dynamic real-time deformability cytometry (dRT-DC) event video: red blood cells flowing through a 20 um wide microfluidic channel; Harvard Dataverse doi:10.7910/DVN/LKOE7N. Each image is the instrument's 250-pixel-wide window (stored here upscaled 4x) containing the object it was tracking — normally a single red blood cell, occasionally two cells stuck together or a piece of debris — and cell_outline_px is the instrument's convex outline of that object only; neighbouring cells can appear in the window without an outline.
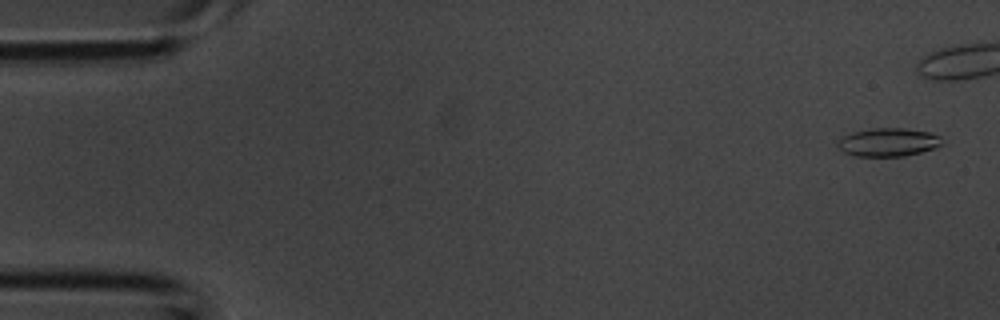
{"species": "common noctule bat (a hibernating species)", "species_latin": "Nyctalus noctula", "temperature_condition": "room temperature", "stored_images_in_passage": 31, "camera_frame_rate_fps": 3000, "um_per_image_px": 0.085, "animal": {"sex": "male", "body_mass_g": 20.1, "forearm_length_mm": 53.5}, "frame": {"image": 1, "passage_image": 2, "time_ms": 0.333, "image_size_px": [1000, 320], "cell_outline_px": [[940, 144], [936, 148], [904, 156], [856, 156], [844, 152], [836, 144], [844, 136], [852, 132], [872, 128], [904, 128], [928, 132], [940, 136]], "centroid_in_image_um": [75.49, 12.09], "position_along_channel_um": 9.5, "area_um2": 16.99}}
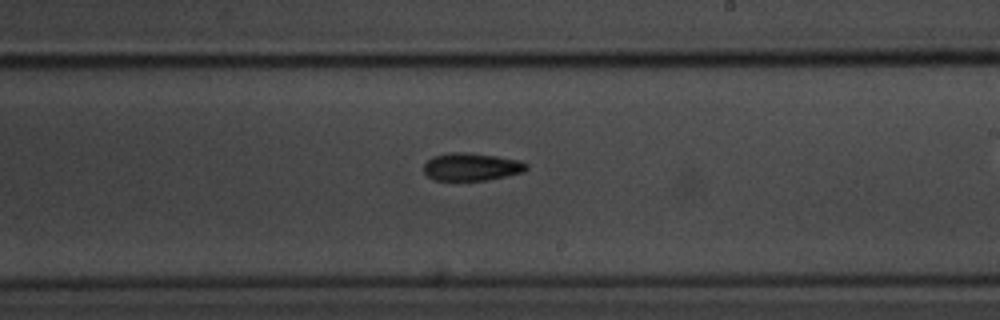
{"frame": {"image": 2, "passage_image": 23, "time_ms": 7.333, "image_size_px": [1000, 320], "cell_outline_px": [[528, 168], [524, 172], [488, 180], [432, 180], [424, 172], [424, 164], [432, 156], [448, 152], [464, 152], [496, 156], [520, 160], [528, 164]], "centroid_in_image_um": [40.07, 14.17], "position_along_channel_um": 248.9, "area_um2": 16.7}}
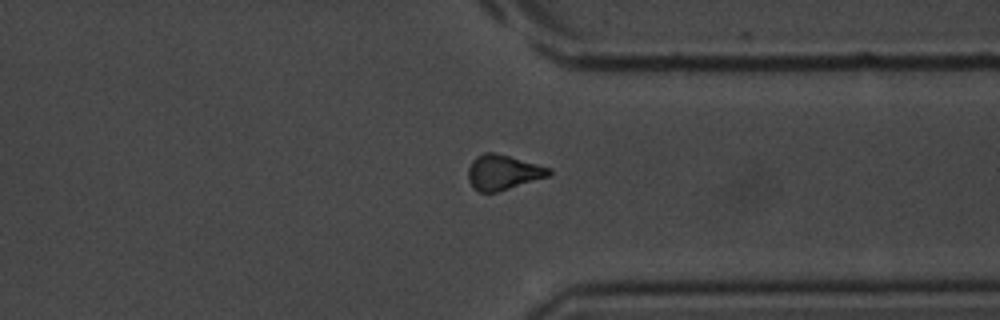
{"frame": {"image": 3, "passage_image": 30, "time_ms": 9.667, "image_size_px": [1000, 320], "cell_outline_px": [[552, 176], [496, 192], [480, 192], [472, 188], [468, 180], [468, 168], [472, 160], [476, 156], [484, 152], [492, 152], [508, 156], [552, 168]], "centroid_in_image_um": [42.77, 14.65], "position_along_channel_um": 368.6, "area_um2": 16.65}}